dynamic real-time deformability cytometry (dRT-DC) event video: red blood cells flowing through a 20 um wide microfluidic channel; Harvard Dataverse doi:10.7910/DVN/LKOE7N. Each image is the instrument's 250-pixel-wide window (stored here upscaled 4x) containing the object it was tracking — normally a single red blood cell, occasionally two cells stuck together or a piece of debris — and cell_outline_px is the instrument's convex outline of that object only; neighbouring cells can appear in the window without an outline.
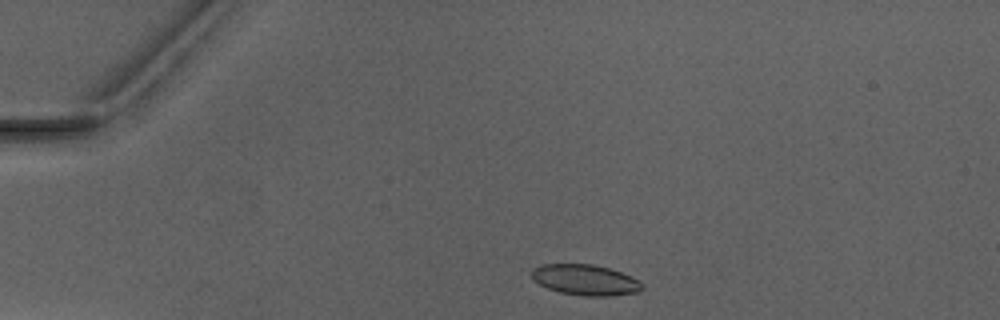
{"species": "Egyptian fruit bat (a non-hibernating species)", "species_latin": "Rousettus aegyptiacus", "temperature_condition": "warm", "stored_images_in_passage": 3, "camera_frame_rate_fps": 3000, "um_per_image_px": 0.085, "animal": {"sex": "male"}, "frame": {"image": 1, "passage_image": 1, "time_ms": 0.0, "image_size_px": [1000, 320], "cell_outline_px": [[644, 288], [640, 292], [608, 296], [584, 296], [560, 292], [548, 288], [540, 284], [532, 276], [532, 268], [540, 264], [592, 264], [608, 268], [620, 272], [644, 284]], "centroid_in_image_um": [49.76, 23.79], "position_along_channel_um": 35.2, "area_um2": 19.59}}
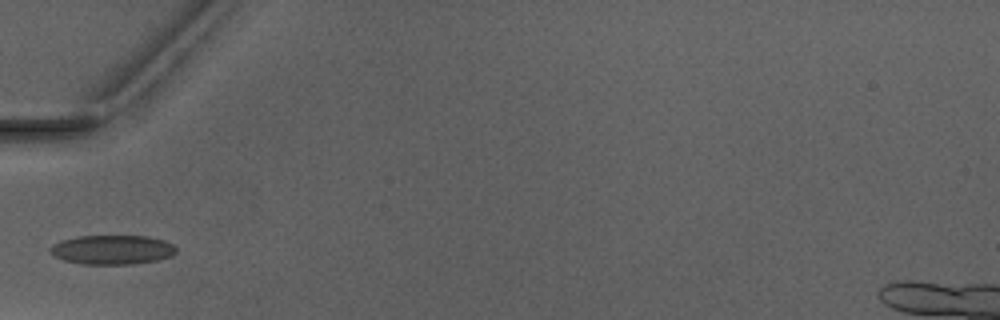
{"frame": {"image": 2, "passage_image": 3, "time_ms": 2.333, "image_size_px": [1000, 320], "cell_outline_px": [[176, 252], [172, 256], [156, 260], [132, 264], [84, 264], [64, 260], [52, 256], [48, 252], [52, 244], [60, 240], [76, 236], [148, 236], [164, 240], [172, 244], [176, 248]], "centroid_in_image_um": [9.5, 21.22], "position_along_channel_um": 75.5, "area_um2": 21.68}}